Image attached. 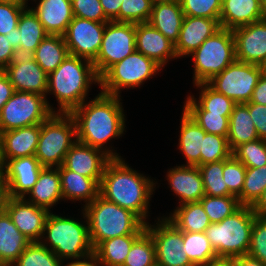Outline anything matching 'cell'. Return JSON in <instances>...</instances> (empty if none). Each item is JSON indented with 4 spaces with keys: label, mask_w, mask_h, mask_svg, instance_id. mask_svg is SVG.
<instances>
[{
    "label": "cell",
    "mask_w": 266,
    "mask_h": 266,
    "mask_svg": "<svg viewBox=\"0 0 266 266\" xmlns=\"http://www.w3.org/2000/svg\"><path fill=\"white\" fill-rule=\"evenodd\" d=\"M106 23L73 17L63 35L69 54L93 62L101 48Z\"/></svg>",
    "instance_id": "14"
},
{
    "label": "cell",
    "mask_w": 266,
    "mask_h": 266,
    "mask_svg": "<svg viewBox=\"0 0 266 266\" xmlns=\"http://www.w3.org/2000/svg\"><path fill=\"white\" fill-rule=\"evenodd\" d=\"M15 90L9 81L8 76L3 70H0V112L4 104L11 98Z\"/></svg>",
    "instance_id": "54"
},
{
    "label": "cell",
    "mask_w": 266,
    "mask_h": 266,
    "mask_svg": "<svg viewBox=\"0 0 266 266\" xmlns=\"http://www.w3.org/2000/svg\"><path fill=\"white\" fill-rule=\"evenodd\" d=\"M255 125L244 103L236 104L229 117L228 146L233 151L239 145L258 139Z\"/></svg>",
    "instance_id": "33"
},
{
    "label": "cell",
    "mask_w": 266,
    "mask_h": 266,
    "mask_svg": "<svg viewBox=\"0 0 266 266\" xmlns=\"http://www.w3.org/2000/svg\"><path fill=\"white\" fill-rule=\"evenodd\" d=\"M62 262L41 242H30L12 266H61Z\"/></svg>",
    "instance_id": "41"
},
{
    "label": "cell",
    "mask_w": 266,
    "mask_h": 266,
    "mask_svg": "<svg viewBox=\"0 0 266 266\" xmlns=\"http://www.w3.org/2000/svg\"><path fill=\"white\" fill-rule=\"evenodd\" d=\"M199 202L203 206L211 223L223 221L241 207L238 198L235 196L212 197L205 195Z\"/></svg>",
    "instance_id": "40"
},
{
    "label": "cell",
    "mask_w": 266,
    "mask_h": 266,
    "mask_svg": "<svg viewBox=\"0 0 266 266\" xmlns=\"http://www.w3.org/2000/svg\"><path fill=\"white\" fill-rule=\"evenodd\" d=\"M262 74L260 66L235 60L207 84L236 104L247 103Z\"/></svg>",
    "instance_id": "11"
},
{
    "label": "cell",
    "mask_w": 266,
    "mask_h": 266,
    "mask_svg": "<svg viewBox=\"0 0 266 266\" xmlns=\"http://www.w3.org/2000/svg\"><path fill=\"white\" fill-rule=\"evenodd\" d=\"M205 190V195L217 196H233L225 184L223 177L224 160L206 163L198 166Z\"/></svg>",
    "instance_id": "39"
},
{
    "label": "cell",
    "mask_w": 266,
    "mask_h": 266,
    "mask_svg": "<svg viewBox=\"0 0 266 266\" xmlns=\"http://www.w3.org/2000/svg\"><path fill=\"white\" fill-rule=\"evenodd\" d=\"M153 180L130 168L122 158H111L105 165L99 195L135 213L145 224L154 191Z\"/></svg>",
    "instance_id": "2"
},
{
    "label": "cell",
    "mask_w": 266,
    "mask_h": 266,
    "mask_svg": "<svg viewBox=\"0 0 266 266\" xmlns=\"http://www.w3.org/2000/svg\"><path fill=\"white\" fill-rule=\"evenodd\" d=\"M140 235H123L102 241L94 249V256L97 262L101 266H122L133 242Z\"/></svg>",
    "instance_id": "35"
},
{
    "label": "cell",
    "mask_w": 266,
    "mask_h": 266,
    "mask_svg": "<svg viewBox=\"0 0 266 266\" xmlns=\"http://www.w3.org/2000/svg\"><path fill=\"white\" fill-rule=\"evenodd\" d=\"M200 165L228 159L232 151L226 137L206 133L201 147Z\"/></svg>",
    "instance_id": "44"
},
{
    "label": "cell",
    "mask_w": 266,
    "mask_h": 266,
    "mask_svg": "<svg viewBox=\"0 0 266 266\" xmlns=\"http://www.w3.org/2000/svg\"><path fill=\"white\" fill-rule=\"evenodd\" d=\"M235 266H266L260 260L246 254L234 258Z\"/></svg>",
    "instance_id": "58"
},
{
    "label": "cell",
    "mask_w": 266,
    "mask_h": 266,
    "mask_svg": "<svg viewBox=\"0 0 266 266\" xmlns=\"http://www.w3.org/2000/svg\"><path fill=\"white\" fill-rule=\"evenodd\" d=\"M208 134L228 137L231 114H209V111H186Z\"/></svg>",
    "instance_id": "46"
},
{
    "label": "cell",
    "mask_w": 266,
    "mask_h": 266,
    "mask_svg": "<svg viewBox=\"0 0 266 266\" xmlns=\"http://www.w3.org/2000/svg\"><path fill=\"white\" fill-rule=\"evenodd\" d=\"M255 125L260 139L266 140V105L247 102L244 103Z\"/></svg>",
    "instance_id": "52"
},
{
    "label": "cell",
    "mask_w": 266,
    "mask_h": 266,
    "mask_svg": "<svg viewBox=\"0 0 266 266\" xmlns=\"http://www.w3.org/2000/svg\"><path fill=\"white\" fill-rule=\"evenodd\" d=\"M232 31L236 60L260 66L266 59V18Z\"/></svg>",
    "instance_id": "17"
},
{
    "label": "cell",
    "mask_w": 266,
    "mask_h": 266,
    "mask_svg": "<svg viewBox=\"0 0 266 266\" xmlns=\"http://www.w3.org/2000/svg\"><path fill=\"white\" fill-rule=\"evenodd\" d=\"M63 265L64 264L62 263L61 266ZM65 266H101V265H99L95 256L92 255L84 260H76V261L74 260V262L72 261L71 263H68Z\"/></svg>",
    "instance_id": "61"
},
{
    "label": "cell",
    "mask_w": 266,
    "mask_h": 266,
    "mask_svg": "<svg viewBox=\"0 0 266 266\" xmlns=\"http://www.w3.org/2000/svg\"><path fill=\"white\" fill-rule=\"evenodd\" d=\"M184 16L219 19L222 0H179Z\"/></svg>",
    "instance_id": "48"
},
{
    "label": "cell",
    "mask_w": 266,
    "mask_h": 266,
    "mask_svg": "<svg viewBox=\"0 0 266 266\" xmlns=\"http://www.w3.org/2000/svg\"><path fill=\"white\" fill-rule=\"evenodd\" d=\"M92 83H100L93 63L68 54L64 61L48 74L47 93L52 92L55 95L60 107L57 113H70L85 102Z\"/></svg>",
    "instance_id": "3"
},
{
    "label": "cell",
    "mask_w": 266,
    "mask_h": 266,
    "mask_svg": "<svg viewBox=\"0 0 266 266\" xmlns=\"http://www.w3.org/2000/svg\"><path fill=\"white\" fill-rule=\"evenodd\" d=\"M255 216L250 206H241L223 221L208 226L205 234L217 257L234 259L248 254Z\"/></svg>",
    "instance_id": "6"
},
{
    "label": "cell",
    "mask_w": 266,
    "mask_h": 266,
    "mask_svg": "<svg viewBox=\"0 0 266 266\" xmlns=\"http://www.w3.org/2000/svg\"><path fill=\"white\" fill-rule=\"evenodd\" d=\"M85 212V213H84ZM89 238L93 249L102 241L123 235L142 234L146 224L133 212L107 201L100 195L84 205Z\"/></svg>",
    "instance_id": "4"
},
{
    "label": "cell",
    "mask_w": 266,
    "mask_h": 266,
    "mask_svg": "<svg viewBox=\"0 0 266 266\" xmlns=\"http://www.w3.org/2000/svg\"><path fill=\"white\" fill-rule=\"evenodd\" d=\"M167 179L171 190L180 198V204L199 202L205 196L198 166L181 165L170 169Z\"/></svg>",
    "instance_id": "23"
},
{
    "label": "cell",
    "mask_w": 266,
    "mask_h": 266,
    "mask_svg": "<svg viewBox=\"0 0 266 266\" xmlns=\"http://www.w3.org/2000/svg\"><path fill=\"white\" fill-rule=\"evenodd\" d=\"M10 199L8 184L0 170V215L4 214Z\"/></svg>",
    "instance_id": "57"
},
{
    "label": "cell",
    "mask_w": 266,
    "mask_h": 266,
    "mask_svg": "<svg viewBox=\"0 0 266 266\" xmlns=\"http://www.w3.org/2000/svg\"><path fill=\"white\" fill-rule=\"evenodd\" d=\"M183 246L189 260L195 266L217 258L205 232H183Z\"/></svg>",
    "instance_id": "37"
},
{
    "label": "cell",
    "mask_w": 266,
    "mask_h": 266,
    "mask_svg": "<svg viewBox=\"0 0 266 266\" xmlns=\"http://www.w3.org/2000/svg\"><path fill=\"white\" fill-rule=\"evenodd\" d=\"M25 199L10 197L6 212L29 242H40L45 238L43 232L49 211Z\"/></svg>",
    "instance_id": "16"
},
{
    "label": "cell",
    "mask_w": 266,
    "mask_h": 266,
    "mask_svg": "<svg viewBox=\"0 0 266 266\" xmlns=\"http://www.w3.org/2000/svg\"><path fill=\"white\" fill-rule=\"evenodd\" d=\"M51 35H64L73 20L71 0H40L36 8H31Z\"/></svg>",
    "instance_id": "25"
},
{
    "label": "cell",
    "mask_w": 266,
    "mask_h": 266,
    "mask_svg": "<svg viewBox=\"0 0 266 266\" xmlns=\"http://www.w3.org/2000/svg\"><path fill=\"white\" fill-rule=\"evenodd\" d=\"M161 68L154 60L135 50L100 77L101 92L119 96L122 88L140 86Z\"/></svg>",
    "instance_id": "9"
},
{
    "label": "cell",
    "mask_w": 266,
    "mask_h": 266,
    "mask_svg": "<svg viewBox=\"0 0 266 266\" xmlns=\"http://www.w3.org/2000/svg\"><path fill=\"white\" fill-rule=\"evenodd\" d=\"M152 5L159 4V3H169L173 1H179V0H150Z\"/></svg>",
    "instance_id": "63"
},
{
    "label": "cell",
    "mask_w": 266,
    "mask_h": 266,
    "mask_svg": "<svg viewBox=\"0 0 266 266\" xmlns=\"http://www.w3.org/2000/svg\"><path fill=\"white\" fill-rule=\"evenodd\" d=\"M220 29L219 19L184 16L179 39L175 44L177 57L189 56L207 38L214 35Z\"/></svg>",
    "instance_id": "21"
},
{
    "label": "cell",
    "mask_w": 266,
    "mask_h": 266,
    "mask_svg": "<svg viewBox=\"0 0 266 266\" xmlns=\"http://www.w3.org/2000/svg\"><path fill=\"white\" fill-rule=\"evenodd\" d=\"M46 96L15 91L0 112V133L19 129L47 120L55 111Z\"/></svg>",
    "instance_id": "10"
},
{
    "label": "cell",
    "mask_w": 266,
    "mask_h": 266,
    "mask_svg": "<svg viewBox=\"0 0 266 266\" xmlns=\"http://www.w3.org/2000/svg\"><path fill=\"white\" fill-rule=\"evenodd\" d=\"M28 195H31L28 202L50 211L49 208L63 199L59 167H43Z\"/></svg>",
    "instance_id": "28"
},
{
    "label": "cell",
    "mask_w": 266,
    "mask_h": 266,
    "mask_svg": "<svg viewBox=\"0 0 266 266\" xmlns=\"http://www.w3.org/2000/svg\"><path fill=\"white\" fill-rule=\"evenodd\" d=\"M152 11L150 0H123L114 22L147 23Z\"/></svg>",
    "instance_id": "45"
},
{
    "label": "cell",
    "mask_w": 266,
    "mask_h": 266,
    "mask_svg": "<svg viewBox=\"0 0 266 266\" xmlns=\"http://www.w3.org/2000/svg\"><path fill=\"white\" fill-rule=\"evenodd\" d=\"M3 71L15 91L47 95L48 74L32 56L17 55Z\"/></svg>",
    "instance_id": "15"
},
{
    "label": "cell",
    "mask_w": 266,
    "mask_h": 266,
    "mask_svg": "<svg viewBox=\"0 0 266 266\" xmlns=\"http://www.w3.org/2000/svg\"><path fill=\"white\" fill-rule=\"evenodd\" d=\"M256 216L266 217V188L257 202L251 207Z\"/></svg>",
    "instance_id": "59"
},
{
    "label": "cell",
    "mask_w": 266,
    "mask_h": 266,
    "mask_svg": "<svg viewBox=\"0 0 266 266\" xmlns=\"http://www.w3.org/2000/svg\"><path fill=\"white\" fill-rule=\"evenodd\" d=\"M199 266H235L233 258L217 257Z\"/></svg>",
    "instance_id": "60"
},
{
    "label": "cell",
    "mask_w": 266,
    "mask_h": 266,
    "mask_svg": "<svg viewBox=\"0 0 266 266\" xmlns=\"http://www.w3.org/2000/svg\"><path fill=\"white\" fill-rule=\"evenodd\" d=\"M110 159L104 151L76 141L67 152L63 166L92 178L99 185L105 165Z\"/></svg>",
    "instance_id": "19"
},
{
    "label": "cell",
    "mask_w": 266,
    "mask_h": 266,
    "mask_svg": "<svg viewBox=\"0 0 266 266\" xmlns=\"http://www.w3.org/2000/svg\"><path fill=\"white\" fill-rule=\"evenodd\" d=\"M61 192L63 199L84 200L85 205L91 203L99 195V185L92 179L59 167Z\"/></svg>",
    "instance_id": "30"
},
{
    "label": "cell",
    "mask_w": 266,
    "mask_h": 266,
    "mask_svg": "<svg viewBox=\"0 0 266 266\" xmlns=\"http://www.w3.org/2000/svg\"><path fill=\"white\" fill-rule=\"evenodd\" d=\"M29 243L7 212L0 215V260L4 266H12Z\"/></svg>",
    "instance_id": "29"
},
{
    "label": "cell",
    "mask_w": 266,
    "mask_h": 266,
    "mask_svg": "<svg viewBox=\"0 0 266 266\" xmlns=\"http://www.w3.org/2000/svg\"><path fill=\"white\" fill-rule=\"evenodd\" d=\"M135 50V23L107 22L101 48L97 58L92 62L98 77Z\"/></svg>",
    "instance_id": "12"
},
{
    "label": "cell",
    "mask_w": 266,
    "mask_h": 266,
    "mask_svg": "<svg viewBox=\"0 0 266 266\" xmlns=\"http://www.w3.org/2000/svg\"><path fill=\"white\" fill-rule=\"evenodd\" d=\"M180 127L179 150L189 166H200L201 147L206 132L183 109Z\"/></svg>",
    "instance_id": "31"
},
{
    "label": "cell",
    "mask_w": 266,
    "mask_h": 266,
    "mask_svg": "<svg viewBox=\"0 0 266 266\" xmlns=\"http://www.w3.org/2000/svg\"><path fill=\"white\" fill-rule=\"evenodd\" d=\"M266 188V165L246 168L245 181L241 192V206L252 207Z\"/></svg>",
    "instance_id": "42"
},
{
    "label": "cell",
    "mask_w": 266,
    "mask_h": 266,
    "mask_svg": "<svg viewBox=\"0 0 266 266\" xmlns=\"http://www.w3.org/2000/svg\"><path fill=\"white\" fill-rule=\"evenodd\" d=\"M86 224L87 226L72 218L61 217L49 212L43 232L44 235L47 233L45 238L47 240L40 242L62 261L66 258L86 259L94 255L89 238L88 222Z\"/></svg>",
    "instance_id": "5"
},
{
    "label": "cell",
    "mask_w": 266,
    "mask_h": 266,
    "mask_svg": "<svg viewBox=\"0 0 266 266\" xmlns=\"http://www.w3.org/2000/svg\"><path fill=\"white\" fill-rule=\"evenodd\" d=\"M136 51L163 67L171 58H177L175 44L147 23L135 24Z\"/></svg>",
    "instance_id": "22"
},
{
    "label": "cell",
    "mask_w": 266,
    "mask_h": 266,
    "mask_svg": "<svg viewBox=\"0 0 266 266\" xmlns=\"http://www.w3.org/2000/svg\"><path fill=\"white\" fill-rule=\"evenodd\" d=\"M74 17L95 22H109L105 16L100 0H71Z\"/></svg>",
    "instance_id": "50"
},
{
    "label": "cell",
    "mask_w": 266,
    "mask_h": 266,
    "mask_svg": "<svg viewBox=\"0 0 266 266\" xmlns=\"http://www.w3.org/2000/svg\"><path fill=\"white\" fill-rule=\"evenodd\" d=\"M248 255L266 265V217L255 216Z\"/></svg>",
    "instance_id": "49"
},
{
    "label": "cell",
    "mask_w": 266,
    "mask_h": 266,
    "mask_svg": "<svg viewBox=\"0 0 266 266\" xmlns=\"http://www.w3.org/2000/svg\"><path fill=\"white\" fill-rule=\"evenodd\" d=\"M123 0H100L105 16L113 21L118 15Z\"/></svg>",
    "instance_id": "56"
},
{
    "label": "cell",
    "mask_w": 266,
    "mask_h": 266,
    "mask_svg": "<svg viewBox=\"0 0 266 266\" xmlns=\"http://www.w3.org/2000/svg\"><path fill=\"white\" fill-rule=\"evenodd\" d=\"M76 124L69 113H53L41 123L35 157L43 167L63 165L69 149L75 144ZM73 140V141H72Z\"/></svg>",
    "instance_id": "7"
},
{
    "label": "cell",
    "mask_w": 266,
    "mask_h": 266,
    "mask_svg": "<svg viewBox=\"0 0 266 266\" xmlns=\"http://www.w3.org/2000/svg\"><path fill=\"white\" fill-rule=\"evenodd\" d=\"M250 102L266 105V75H261L258 84L252 93Z\"/></svg>",
    "instance_id": "55"
},
{
    "label": "cell",
    "mask_w": 266,
    "mask_h": 266,
    "mask_svg": "<svg viewBox=\"0 0 266 266\" xmlns=\"http://www.w3.org/2000/svg\"><path fill=\"white\" fill-rule=\"evenodd\" d=\"M260 1V4L262 6V8L265 10L266 12V0H259Z\"/></svg>",
    "instance_id": "65"
},
{
    "label": "cell",
    "mask_w": 266,
    "mask_h": 266,
    "mask_svg": "<svg viewBox=\"0 0 266 266\" xmlns=\"http://www.w3.org/2000/svg\"><path fill=\"white\" fill-rule=\"evenodd\" d=\"M68 54L64 36L48 34L34 51L32 57L49 74L64 61Z\"/></svg>",
    "instance_id": "34"
},
{
    "label": "cell",
    "mask_w": 266,
    "mask_h": 266,
    "mask_svg": "<svg viewBox=\"0 0 266 266\" xmlns=\"http://www.w3.org/2000/svg\"><path fill=\"white\" fill-rule=\"evenodd\" d=\"M43 166L32 155L8 160L1 172L8 184L10 197L25 198L36 184Z\"/></svg>",
    "instance_id": "18"
},
{
    "label": "cell",
    "mask_w": 266,
    "mask_h": 266,
    "mask_svg": "<svg viewBox=\"0 0 266 266\" xmlns=\"http://www.w3.org/2000/svg\"><path fill=\"white\" fill-rule=\"evenodd\" d=\"M201 89L199 100L188 96L184 105L185 111H209V114H231L236 103L211 88L207 83L194 84ZM198 102V103H197Z\"/></svg>",
    "instance_id": "32"
},
{
    "label": "cell",
    "mask_w": 266,
    "mask_h": 266,
    "mask_svg": "<svg viewBox=\"0 0 266 266\" xmlns=\"http://www.w3.org/2000/svg\"><path fill=\"white\" fill-rule=\"evenodd\" d=\"M261 71L264 75H266V59L263 61V63L260 65Z\"/></svg>",
    "instance_id": "64"
},
{
    "label": "cell",
    "mask_w": 266,
    "mask_h": 266,
    "mask_svg": "<svg viewBox=\"0 0 266 266\" xmlns=\"http://www.w3.org/2000/svg\"><path fill=\"white\" fill-rule=\"evenodd\" d=\"M232 155L246 168H258L266 165V140L256 139L246 142L232 151Z\"/></svg>",
    "instance_id": "43"
},
{
    "label": "cell",
    "mask_w": 266,
    "mask_h": 266,
    "mask_svg": "<svg viewBox=\"0 0 266 266\" xmlns=\"http://www.w3.org/2000/svg\"><path fill=\"white\" fill-rule=\"evenodd\" d=\"M184 19L179 1L152 5L148 23L160 31L167 39L176 44Z\"/></svg>",
    "instance_id": "27"
},
{
    "label": "cell",
    "mask_w": 266,
    "mask_h": 266,
    "mask_svg": "<svg viewBox=\"0 0 266 266\" xmlns=\"http://www.w3.org/2000/svg\"><path fill=\"white\" fill-rule=\"evenodd\" d=\"M122 266H157L155 244L146 230L133 242Z\"/></svg>",
    "instance_id": "38"
},
{
    "label": "cell",
    "mask_w": 266,
    "mask_h": 266,
    "mask_svg": "<svg viewBox=\"0 0 266 266\" xmlns=\"http://www.w3.org/2000/svg\"><path fill=\"white\" fill-rule=\"evenodd\" d=\"M48 35L32 9L26 8L19 18L13 33V43L17 55L32 56L41 41Z\"/></svg>",
    "instance_id": "26"
},
{
    "label": "cell",
    "mask_w": 266,
    "mask_h": 266,
    "mask_svg": "<svg viewBox=\"0 0 266 266\" xmlns=\"http://www.w3.org/2000/svg\"><path fill=\"white\" fill-rule=\"evenodd\" d=\"M266 18L259 0H222L221 28L233 30Z\"/></svg>",
    "instance_id": "24"
},
{
    "label": "cell",
    "mask_w": 266,
    "mask_h": 266,
    "mask_svg": "<svg viewBox=\"0 0 266 266\" xmlns=\"http://www.w3.org/2000/svg\"><path fill=\"white\" fill-rule=\"evenodd\" d=\"M41 124L0 133V168L11 159L35 155Z\"/></svg>",
    "instance_id": "20"
},
{
    "label": "cell",
    "mask_w": 266,
    "mask_h": 266,
    "mask_svg": "<svg viewBox=\"0 0 266 266\" xmlns=\"http://www.w3.org/2000/svg\"><path fill=\"white\" fill-rule=\"evenodd\" d=\"M16 57L13 35L0 34V70H4Z\"/></svg>",
    "instance_id": "53"
},
{
    "label": "cell",
    "mask_w": 266,
    "mask_h": 266,
    "mask_svg": "<svg viewBox=\"0 0 266 266\" xmlns=\"http://www.w3.org/2000/svg\"><path fill=\"white\" fill-rule=\"evenodd\" d=\"M167 219L182 232H205L211 224L200 202L179 205Z\"/></svg>",
    "instance_id": "36"
},
{
    "label": "cell",
    "mask_w": 266,
    "mask_h": 266,
    "mask_svg": "<svg viewBox=\"0 0 266 266\" xmlns=\"http://www.w3.org/2000/svg\"><path fill=\"white\" fill-rule=\"evenodd\" d=\"M156 224L157 226L146 224V231L151 235L155 244L156 265L195 266L185 252L183 232L167 217Z\"/></svg>",
    "instance_id": "13"
},
{
    "label": "cell",
    "mask_w": 266,
    "mask_h": 266,
    "mask_svg": "<svg viewBox=\"0 0 266 266\" xmlns=\"http://www.w3.org/2000/svg\"><path fill=\"white\" fill-rule=\"evenodd\" d=\"M0 3H8L13 5H26L27 7L26 0H0Z\"/></svg>",
    "instance_id": "62"
},
{
    "label": "cell",
    "mask_w": 266,
    "mask_h": 266,
    "mask_svg": "<svg viewBox=\"0 0 266 266\" xmlns=\"http://www.w3.org/2000/svg\"><path fill=\"white\" fill-rule=\"evenodd\" d=\"M119 97L101 92L89 103L83 102L69 113L76 124L77 141L103 150L110 158H121L112 150L103 149L108 140L121 136L125 129Z\"/></svg>",
    "instance_id": "1"
},
{
    "label": "cell",
    "mask_w": 266,
    "mask_h": 266,
    "mask_svg": "<svg viewBox=\"0 0 266 266\" xmlns=\"http://www.w3.org/2000/svg\"><path fill=\"white\" fill-rule=\"evenodd\" d=\"M246 175V167L233 155L224 160L223 177L229 192L238 198L241 205V192Z\"/></svg>",
    "instance_id": "47"
},
{
    "label": "cell",
    "mask_w": 266,
    "mask_h": 266,
    "mask_svg": "<svg viewBox=\"0 0 266 266\" xmlns=\"http://www.w3.org/2000/svg\"><path fill=\"white\" fill-rule=\"evenodd\" d=\"M25 9L26 5L0 3V34L13 35L17 29L21 13Z\"/></svg>",
    "instance_id": "51"
},
{
    "label": "cell",
    "mask_w": 266,
    "mask_h": 266,
    "mask_svg": "<svg viewBox=\"0 0 266 266\" xmlns=\"http://www.w3.org/2000/svg\"><path fill=\"white\" fill-rule=\"evenodd\" d=\"M190 55L194 61V83H207L236 60L233 31L221 28Z\"/></svg>",
    "instance_id": "8"
}]
</instances>
